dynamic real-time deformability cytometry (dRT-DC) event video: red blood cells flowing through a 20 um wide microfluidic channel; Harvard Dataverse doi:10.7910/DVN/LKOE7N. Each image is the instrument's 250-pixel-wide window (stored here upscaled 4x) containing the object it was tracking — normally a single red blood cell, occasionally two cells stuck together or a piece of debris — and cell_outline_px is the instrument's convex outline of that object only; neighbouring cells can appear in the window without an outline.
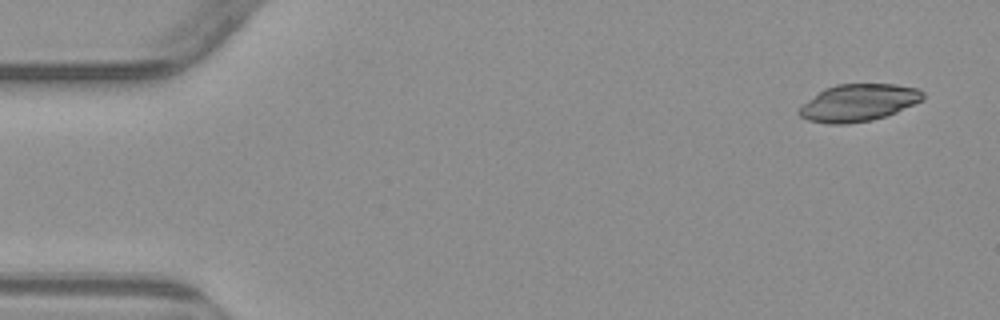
{"species": "common noctule bat (a hibernating species)", "species_latin": "Nyctalus noctula", "temperature_condition": "warm", "stored_images_in_passage": 4, "camera_frame_rate_fps": 3000, "um_per_image_px": 0.085, "animal": {"sex": "male", "body_mass_g": 23.1, "forearm_length_mm": 52.7}, "frame": {"image": 1, "passage_image": 1, "time_ms": 0.0, "image_size_px": [1000, 320], "cell_outline_px": [[924, 100], [896, 112], [872, 120], [848, 124], [828, 124], [808, 120], [800, 116], [796, 112], [808, 100], [824, 88], [836, 84], [896, 84], [920, 88], [924, 92]], "centroid_in_image_um": [72.99, 8.72], "position_along_channel_um": 12.0, "area_um2": 26.93}}